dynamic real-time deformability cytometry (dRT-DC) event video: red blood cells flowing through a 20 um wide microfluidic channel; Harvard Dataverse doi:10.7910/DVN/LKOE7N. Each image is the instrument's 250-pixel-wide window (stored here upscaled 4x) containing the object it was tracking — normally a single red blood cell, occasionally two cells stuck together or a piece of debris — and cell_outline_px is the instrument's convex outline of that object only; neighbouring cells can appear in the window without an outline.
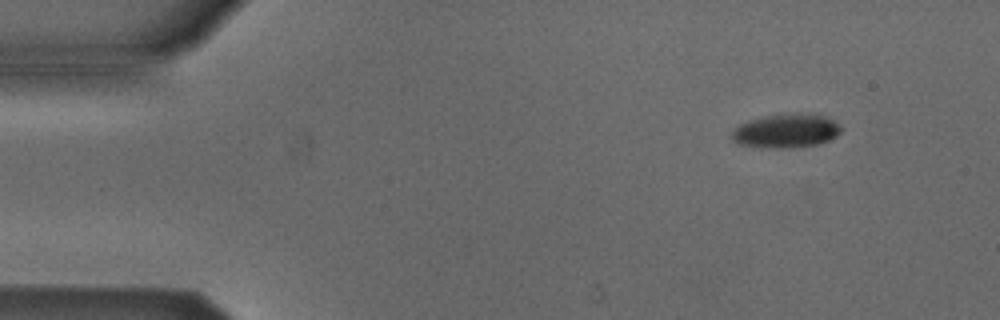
{"species": "Egyptian fruit bat (a non-hibernating species)", "species_latin": "Rousettus aegyptiacus", "temperature_condition": "cold", "stored_images_in_passage": 5, "segment_of_instrument_passage": [2, 2], "camera_frame_rate_fps": 3000, "um_per_image_px": 0.085, "animal": {"sex": "male"}, "frame": {"image": 1, "passage_image": 5, "time_ms": 4.667, "image_size_px": [1000, 320], "cell_outline_px": [[840, 132], [836, 136], [828, 140], [816, 144], [736, 144], [732, 140], [732, 132], [740, 124], [748, 120], [764, 116], [816, 112], [840, 124]], "centroid_in_image_um": [66.87, 11.03], "position_along_channel_um": 18.1, "area_um2": 20.11}}